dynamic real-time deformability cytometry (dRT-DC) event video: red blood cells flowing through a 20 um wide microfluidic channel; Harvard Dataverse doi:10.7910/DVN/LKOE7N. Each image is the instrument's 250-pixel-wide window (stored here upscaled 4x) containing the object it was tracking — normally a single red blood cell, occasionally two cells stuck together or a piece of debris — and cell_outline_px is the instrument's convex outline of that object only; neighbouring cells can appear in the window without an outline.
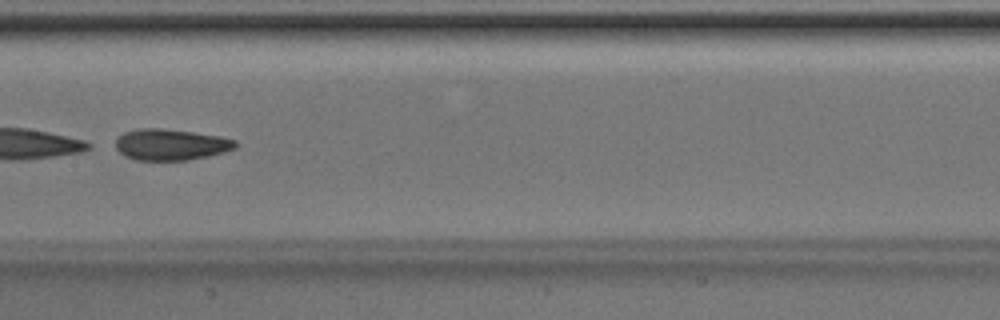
{"species": "Egyptian fruit bat (a non-hibernating species)", "species_latin": "Rousettus aegyptiacus", "temperature_condition": "room temperature", "stored_images_in_passage": 6, "camera_frame_rate_fps": 3000, "um_per_image_px": 0.085, "animal": {"sex": "male"}, "frame": {"image": 1, "passage_image": 6, "time_ms": 1.667, "image_size_px": [1000, 320], "cell_outline_px": [[240, 144], [236, 148], [224, 152], [208, 156], [188, 160], [136, 160], [124, 156], [116, 148], [116, 140], [124, 132], [136, 128], [164, 128], [220, 136], [236, 140]], "centroid_in_image_um": [14.54, 12.28], "position_along_channel_um": 192.9, "area_um2": 21.96}}